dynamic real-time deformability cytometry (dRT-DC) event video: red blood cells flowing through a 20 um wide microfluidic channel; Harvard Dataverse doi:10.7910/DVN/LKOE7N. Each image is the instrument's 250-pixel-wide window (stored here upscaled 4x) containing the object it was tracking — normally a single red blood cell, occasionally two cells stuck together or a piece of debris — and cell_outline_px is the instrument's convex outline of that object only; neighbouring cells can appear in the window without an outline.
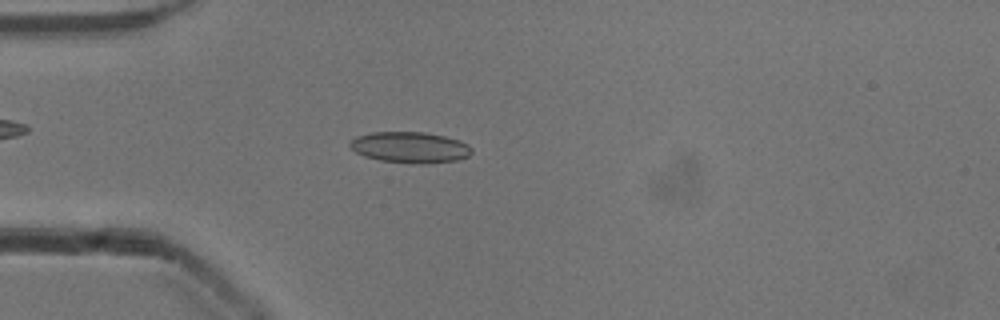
{"species": "common noctule bat (a hibernating species)", "species_latin": "Nyctalus noctula", "temperature_condition": "cold", "stored_images_in_passage": 52, "camera_frame_rate_fps": 3000, "um_per_image_px": 0.085, "animal": {"sex": "male", "body_mass_g": 13.3}, "frame": {"image": 1, "passage_image": 14, "time_ms": 4.333, "image_size_px": [1000, 320], "cell_outline_px": [[472, 152], [468, 156], [456, 160], [424, 164], [412, 164], [380, 160], [364, 156], [356, 152], [348, 144], [356, 136], [372, 132], [424, 132], [444, 136], [460, 140], [468, 144], [472, 148]], "centroid_in_image_um": [34.86, 12.53], "position_along_channel_um": 50.1, "area_um2": 22.08}}
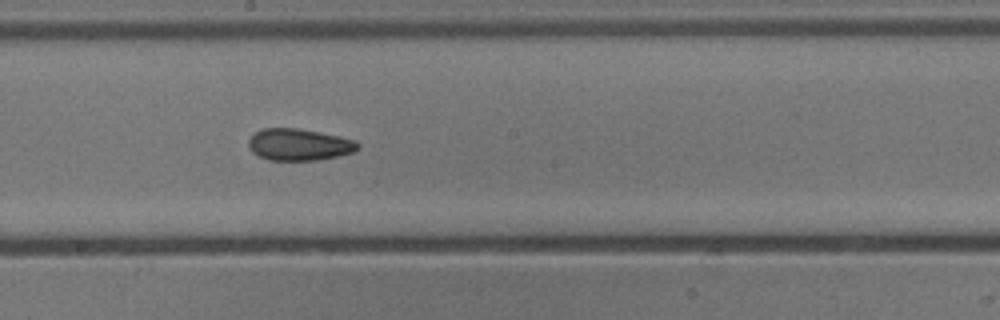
{"frame": {"image": 2, "passage_image": 28, "time_ms": 9.0, "image_size_px": [1000, 320], "cell_outline_px": [[360, 148], [352, 152], [336, 156], [316, 160], [268, 160], [252, 152], [248, 148], [248, 140], [260, 128], [296, 128], [340, 136], [356, 140], [360, 144]], "centroid_in_image_um": [25.41, 12.28], "position_along_channel_um": 222.8, "area_um2": 20.23}}
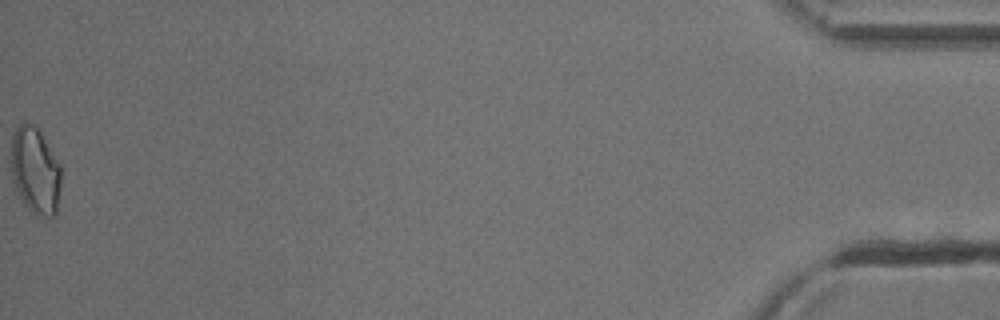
{"frame": {"image": 3, "passage_image": 52, "time_ms": 17.0, "image_size_px": [1000, 320], "cell_outline_px": [[60, 188], [56, 212], [48, 220], [36, 216], [24, 204], [16, 188], [12, 176], [12, 136], [16, 128], [20, 124], [32, 124], [40, 132], [60, 164]], "centroid_in_image_um": [3.01, 14.57], "position_along_channel_um": 432.2, "area_um2": 24.97}, "authors_computed_cell_mechanics": {"area_um2": 20.4901, "velocity_mm_per_s": 3.9329, "shape_relaxation_time_tau1_ms": null, "shape_relaxation_time_tau2_ms": 3.0536, "deformation_change_tau1": null, "deformation_change_tau2": 0.0776}}